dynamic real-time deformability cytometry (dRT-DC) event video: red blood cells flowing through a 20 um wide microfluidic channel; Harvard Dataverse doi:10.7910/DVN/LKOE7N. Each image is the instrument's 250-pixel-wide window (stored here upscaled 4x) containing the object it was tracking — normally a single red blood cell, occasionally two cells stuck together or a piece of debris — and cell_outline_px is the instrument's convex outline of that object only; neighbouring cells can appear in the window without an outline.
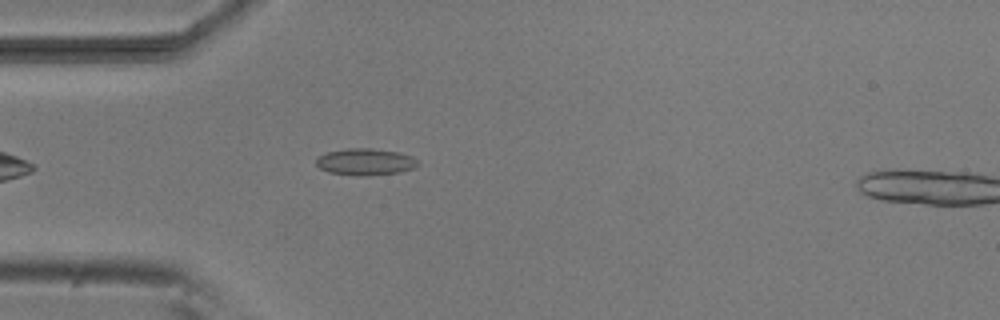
{"species": "common noctule bat (a hibernating species)", "species_latin": "Nyctalus noctula", "temperature_condition": "room temperature", "stored_images_in_passage": 41, "camera_frame_rate_fps": 3000, "um_per_image_px": 0.085, "animal": {"sex": "male", "body_mass_g": 20.5, "forearm_length_mm": 52.5}, "frame": {"image": 1, "passage_image": 3, "time_ms": 0.667, "image_size_px": [1000, 320], "cell_outline_px": [[420, 164], [412, 168], [400, 172], [368, 176], [360, 176], [328, 172], [320, 168], [316, 164], [316, 160], [324, 152], [348, 148], [372, 148], [400, 152], [412, 156]], "centroid_in_image_um": [31.05, 13.75], "position_along_channel_um": 53.9, "area_um2": 15.95}}
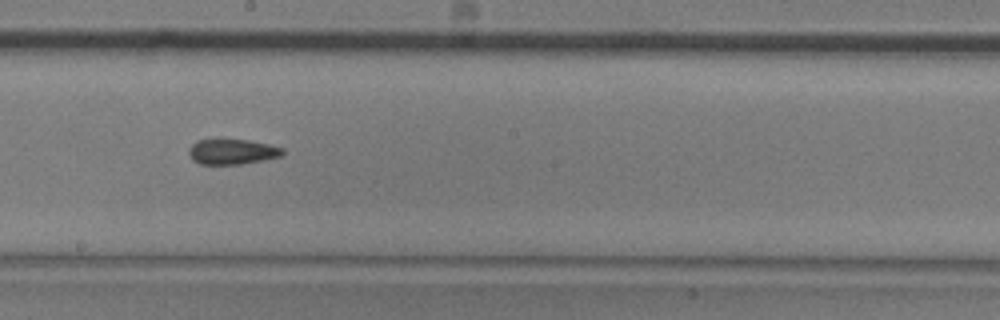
{"frame": {"image": 2, "passage_image": 17, "time_ms": 5.333, "image_size_px": [1000, 320], "cell_outline_px": [[284, 152], [280, 156], [264, 160], [240, 164], [200, 164], [192, 160], [188, 152], [188, 148], [196, 140], [248, 140], [268, 144], [284, 148]], "centroid_in_image_um": [19.72, 12.9], "position_along_channel_um": 228.5, "area_um2": 13.76}}
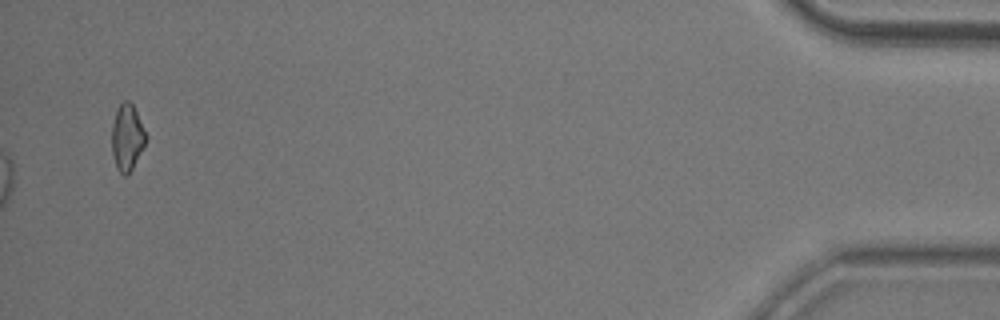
{"frame": {"image": 3, "passage_image": 39, "time_ms": 12.667, "image_size_px": [1000, 320], "cell_outline_px": [[148, 136], [132, 168], [124, 176], [116, 168], [112, 152], [112, 124], [116, 108], [124, 100], [128, 100], [132, 104]], "centroid_in_image_um": [10.79, 11.64], "position_along_channel_um": 424.4, "area_um2": 13.01}}